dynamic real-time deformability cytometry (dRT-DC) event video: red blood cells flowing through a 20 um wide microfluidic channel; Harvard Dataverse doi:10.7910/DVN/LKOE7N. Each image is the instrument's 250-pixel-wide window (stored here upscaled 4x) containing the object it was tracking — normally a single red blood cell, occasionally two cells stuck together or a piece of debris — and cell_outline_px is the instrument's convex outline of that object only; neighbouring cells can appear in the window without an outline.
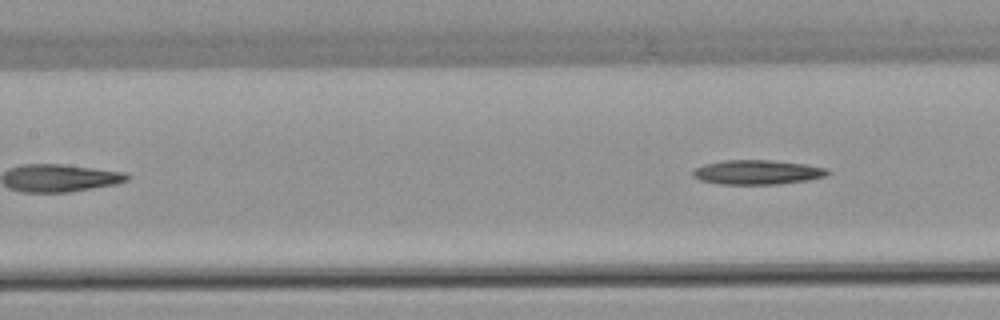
{"species": "common noctule bat (a hibernating species)", "species_latin": "Nyctalus noctula", "temperature_condition": "warm", "stored_images_in_passage": 4, "camera_frame_rate_fps": 3000, "um_per_image_px": 0.085, "animal": {"sex": "female", "body_mass_g": 22.7, "forearm_length_mm": 54.2}, "frame": {"image": 1, "passage_image": 4, "time_ms": 3.667, "image_size_px": [1000, 320], "cell_outline_px": [[832, 172], [824, 176], [808, 180], [776, 184], [720, 184], [700, 180], [692, 176], [692, 168], [704, 164], [724, 160], [768, 160], [804, 164], [828, 168]], "centroid_in_image_um": [64.34, 14.63], "position_along_channel_um": 143.1, "area_um2": 19.25}}